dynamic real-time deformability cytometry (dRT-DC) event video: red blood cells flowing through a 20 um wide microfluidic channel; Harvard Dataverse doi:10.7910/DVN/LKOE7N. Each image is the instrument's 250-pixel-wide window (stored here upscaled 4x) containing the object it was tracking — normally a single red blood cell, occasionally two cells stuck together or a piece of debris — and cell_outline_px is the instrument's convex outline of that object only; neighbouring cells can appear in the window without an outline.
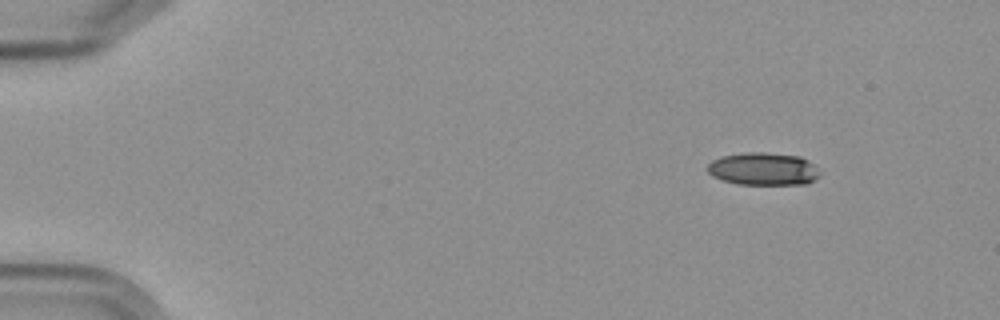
{"species": "Egyptian fruit bat (a non-hibernating species)", "species_latin": "Rousettus aegyptiacus", "temperature_condition": "cold", "stored_images_in_passage": 4, "camera_frame_rate_fps": 3000, "um_per_image_px": 0.085, "frame": {"image": 1, "passage_image": 1, "time_ms": 0.0, "image_size_px": [1000, 320], "cell_outline_px": [[820, 176], [816, 180], [808, 184], [740, 184], [724, 180], [712, 176], [708, 172], [708, 164], [712, 160], [720, 156], [744, 152], [764, 152], [800, 156], [808, 160], [820, 172]], "centroid_in_image_um": [64.9, 14.35], "position_along_channel_um": 20.1, "area_um2": 21.5}}
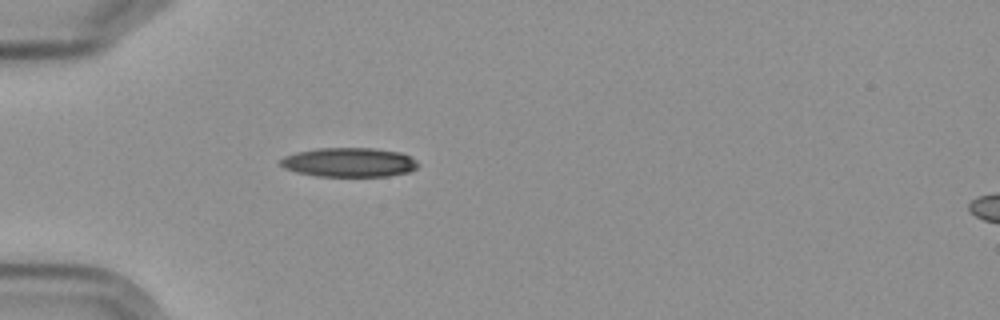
{"frame": {"image": 2, "passage_image": 4, "time_ms": 3.667, "image_size_px": [1000, 320], "cell_outline_px": [[420, 164], [412, 172], [388, 176], [316, 176], [296, 172], [284, 168], [280, 164], [280, 160], [284, 156], [296, 152], [316, 148], [376, 148], [400, 152], [416, 160]], "centroid_in_image_um": [29.69, 13.8], "position_along_channel_um": 55.3, "area_um2": 23.64}}